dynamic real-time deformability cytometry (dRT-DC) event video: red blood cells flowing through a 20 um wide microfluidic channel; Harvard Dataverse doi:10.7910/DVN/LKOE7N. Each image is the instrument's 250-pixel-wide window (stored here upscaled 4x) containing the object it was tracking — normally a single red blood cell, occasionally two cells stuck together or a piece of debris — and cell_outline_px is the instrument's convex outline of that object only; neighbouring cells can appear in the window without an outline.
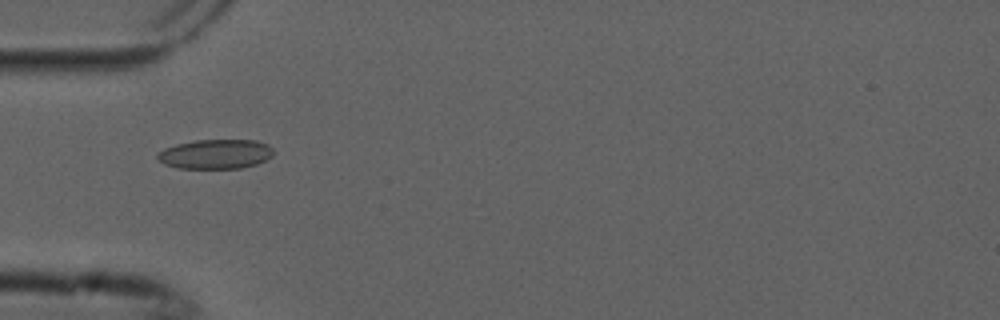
{"species": "common noctule bat (a hibernating species)", "species_latin": "Nyctalus noctula", "temperature_condition": "cold", "stored_images_in_passage": 5, "camera_frame_rate_fps": 3000, "um_per_image_px": 0.085, "animal": {"sex": "male", "forearm_length_mm": 52.5}, "frame": {"image": 1, "passage_image": 1, "time_ms": 0.0, "image_size_px": [1000, 320], "cell_outline_px": [[276, 152], [272, 156], [256, 164], [240, 168], [180, 168], [164, 164], [156, 156], [156, 152], [164, 148], [176, 144], [196, 140], [256, 140], [268, 144]], "centroid_in_image_um": [18.32, 13.09], "position_along_channel_um": 66.7, "area_um2": 20.0}}
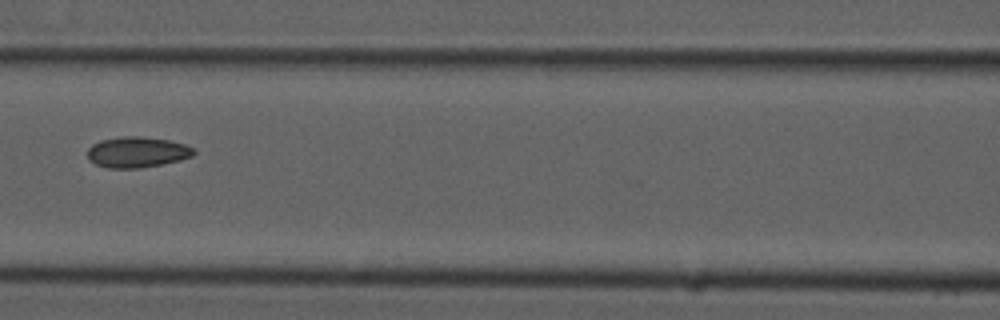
{"frame": {"image": 2, "passage_image": 3, "time_ms": 0.667, "image_size_px": [1000, 320], "cell_outline_px": [[196, 152], [192, 156], [180, 160], [140, 168], [108, 168], [96, 164], [88, 160], [88, 148], [92, 144], [100, 140], [124, 136], [140, 136], [168, 140], [184, 144], [192, 148]], "centroid_in_image_um": [11.63, 12.93], "position_along_channel_um": 155.0, "area_um2": 18.96}}
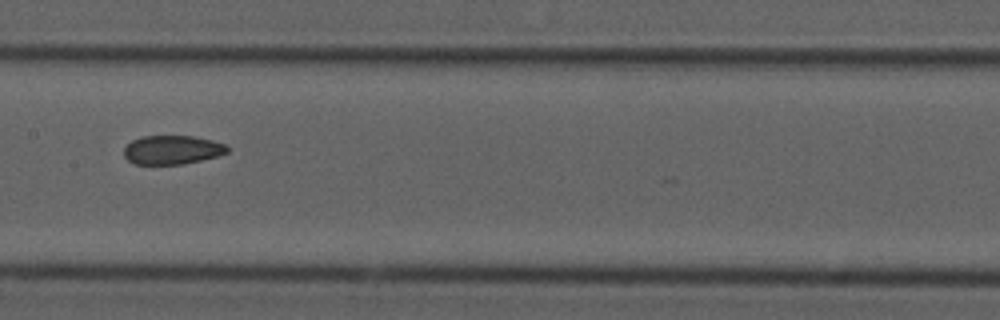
{"frame": {"image": 3, "passage_image": 4, "time_ms": 1.0, "image_size_px": [1000, 320], "cell_outline_px": [[228, 152], [216, 156], [184, 164], [136, 164], [128, 160], [124, 156], [124, 148], [132, 140], [144, 136], [192, 136], [212, 140], [224, 144], [228, 148]], "centroid_in_image_um": [14.62, 12.74], "position_along_channel_um": 192.8, "area_um2": 17.22}}